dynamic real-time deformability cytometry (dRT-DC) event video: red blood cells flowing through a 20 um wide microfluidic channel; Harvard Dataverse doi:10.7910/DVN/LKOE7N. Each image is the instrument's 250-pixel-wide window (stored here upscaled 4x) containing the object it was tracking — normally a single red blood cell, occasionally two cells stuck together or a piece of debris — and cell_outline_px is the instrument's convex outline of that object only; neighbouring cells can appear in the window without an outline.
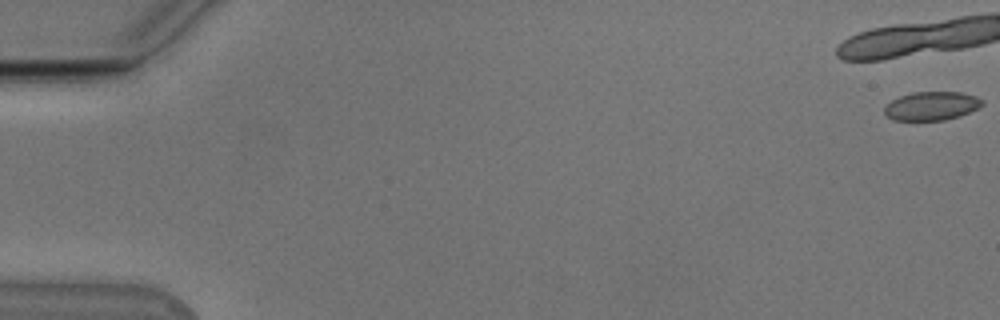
{"species": "Egyptian fruit bat (a non-hibernating species)", "species_latin": "Rousettus aegyptiacus", "temperature_condition": "cold", "stored_images_in_passage": 12, "camera_frame_rate_fps": 3000, "um_per_image_px": 0.085, "animal": {"sex": "male"}, "frame": {"image": 1, "passage_image": 1, "time_ms": 0.0, "image_size_px": [1000, 320], "cell_outline_px": [[984, 104], [960, 116], [944, 120], [892, 120], [884, 112], [884, 108], [892, 100], [900, 96], [912, 92], [960, 92], [976, 96], [984, 100]], "centroid_in_image_um": [79.19, 9.0], "position_along_channel_um": 5.8, "area_um2": 16.24}}